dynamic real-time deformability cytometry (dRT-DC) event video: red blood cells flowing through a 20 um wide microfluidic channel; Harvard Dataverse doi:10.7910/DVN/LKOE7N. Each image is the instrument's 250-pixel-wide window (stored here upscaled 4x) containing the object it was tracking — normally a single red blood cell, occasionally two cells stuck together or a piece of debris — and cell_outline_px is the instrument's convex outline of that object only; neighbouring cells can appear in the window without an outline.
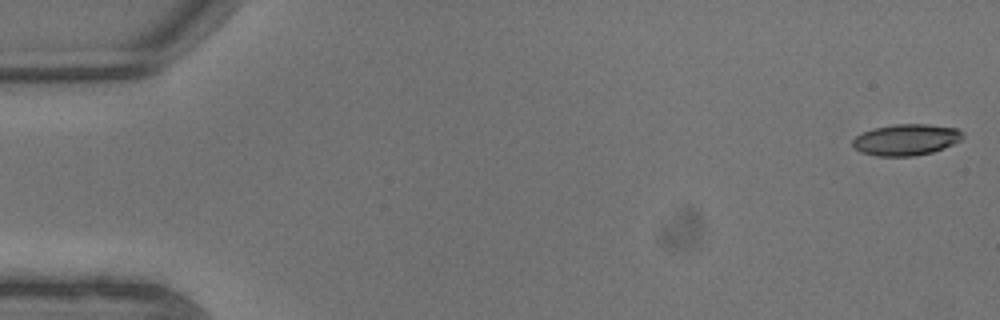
{"species": "common noctule bat (a hibernating species)", "species_latin": "Nyctalus noctula", "temperature_condition": "warm", "stored_images_in_passage": 10, "camera_frame_rate_fps": 3000, "um_per_image_px": 0.085, "animal": {"sex": "male", "body_mass_g": 13.3}, "frame": {"image": 1, "passage_image": 1, "time_ms": 0.0, "image_size_px": [1000, 320], "cell_outline_px": [[964, 136], [960, 140], [944, 148], [932, 152], [916, 156], [876, 156], [860, 152], [852, 144], [852, 140], [856, 136], [872, 128], [896, 124], [928, 124], [956, 128], [964, 132]], "centroid_in_image_um": [77.02, 11.87], "position_along_channel_um": 8.0, "area_um2": 20.11}}
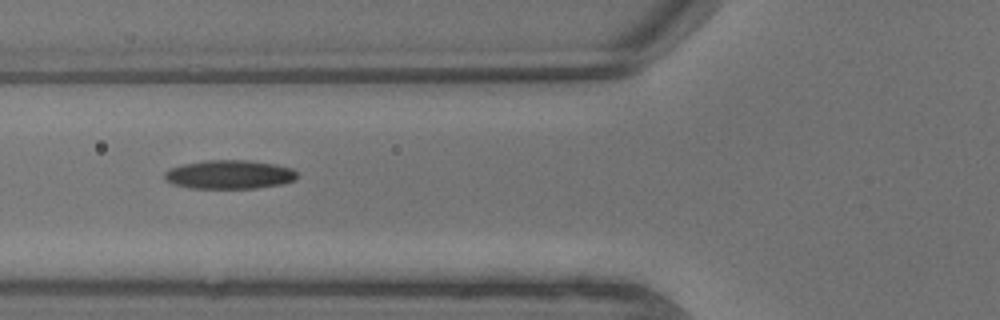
{"frame": {"image": 2, "passage_image": 8, "time_ms": 2.333, "image_size_px": [1000, 320], "cell_outline_px": [[296, 180], [284, 184], [256, 188], [188, 188], [172, 184], [164, 180], [164, 172], [168, 168], [180, 164], [204, 160], [248, 160], [276, 164], [292, 168], [296, 172]], "centroid_in_image_um": [19.46, 14.83], "position_along_channel_um": 106.3, "area_um2": 22.66}}
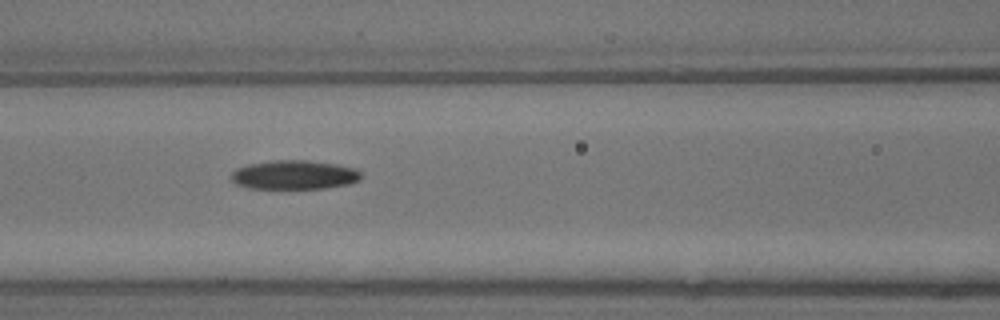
{"frame": {"image": 3, "passage_image": 9, "time_ms": 2.667, "image_size_px": [1000, 320], "cell_outline_px": [[360, 180], [348, 184], [324, 188], [248, 188], [236, 184], [232, 180], [232, 172], [236, 168], [248, 164], [272, 160], [308, 160], [336, 164], [356, 168], [360, 172]], "centroid_in_image_um": [25.01, 14.85], "position_along_channel_um": 141.6, "area_um2": 21.96}}